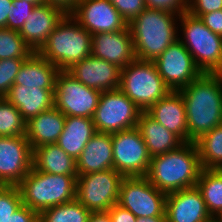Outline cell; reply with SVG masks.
<instances>
[{"instance_id":"obj_45","label":"cell","mask_w":222,"mask_h":222,"mask_svg":"<svg viewBox=\"0 0 222 222\" xmlns=\"http://www.w3.org/2000/svg\"><path fill=\"white\" fill-rule=\"evenodd\" d=\"M19 1H26L32 3L34 6L42 5L45 3L44 0H19Z\"/></svg>"},{"instance_id":"obj_5","label":"cell","mask_w":222,"mask_h":222,"mask_svg":"<svg viewBox=\"0 0 222 222\" xmlns=\"http://www.w3.org/2000/svg\"><path fill=\"white\" fill-rule=\"evenodd\" d=\"M77 176L40 172L33 167L17 185L22 204L40 214L43 210L66 204L76 198Z\"/></svg>"},{"instance_id":"obj_6","label":"cell","mask_w":222,"mask_h":222,"mask_svg":"<svg viewBox=\"0 0 222 222\" xmlns=\"http://www.w3.org/2000/svg\"><path fill=\"white\" fill-rule=\"evenodd\" d=\"M179 20L184 39L179 38L192 55L197 68L206 74H222V36L210 31L199 17L183 12Z\"/></svg>"},{"instance_id":"obj_24","label":"cell","mask_w":222,"mask_h":222,"mask_svg":"<svg viewBox=\"0 0 222 222\" xmlns=\"http://www.w3.org/2000/svg\"><path fill=\"white\" fill-rule=\"evenodd\" d=\"M60 69L33 52L21 65L15 77V85L37 86L40 89H54Z\"/></svg>"},{"instance_id":"obj_7","label":"cell","mask_w":222,"mask_h":222,"mask_svg":"<svg viewBox=\"0 0 222 222\" xmlns=\"http://www.w3.org/2000/svg\"><path fill=\"white\" fill-rule=\"evenodd\" d=\"M119 89L146 112L171 90L165 85L153 61L135 59L121 69Z\"/></svg>"},{"instance_id":"obj_44","label":"cell","mask_w":222,"mask_h":222,"mask_svg":"<svg viewBox=\"0 0 222 222\" xmlns=\"http://www.w3.org/2000/svg\"><path fill=\"white\" fill-rule=\"evenodd\" d=\"M136 222H167L166 216H147L145 217H137Z\"/></svg>"},{"instance_id":"obj_10","label":"cell","mask_w":222,"mask_h":222,"mask_svg":"<svg viewBox=\"0 0 222 222\" xmlns=\"http://www.w3.org/2000/svg\"><path fill=\"white\" fill-rule=\"evenodd\" d=\"M166 196L146 176L123 177L117 204L136 217L166 216Z\"/></svg>"},{"instance_id":"obj_25","label":"cell","mask_w":222,"mask_h":222,"mask_svg":"<svg viewBox=\"0 0 222 222\" xmlns=\"http://www.w3.org/2000/svg\"><path fill=\"white\" fill-rule=\"evenodd\" d=\"M136 127L151 158L178 149L184 144L177 135L167 130L146 112L140 114Z\"/></svg>"},{"instance_id":"obj_17","label":"cell","mask_w":222,"mask_h":222,"mask_svg":"<svg viewBox=\"0 0 222 222\" xmlns=\"http://www.w3.org/2000/svg\"><path fill=\"white\" fill-rule=\"evenodd\" d=\"M165 215L167 222H213L196 186L168 193Z\"/></svg>"},{"instance_id":"obj_31","label":"cell","mask_w":222,"mask_h":222,"mask_svg":"<svg viewBox=\"0 0 222 222\" xmlns=\"http://www.w3.org/2000/svg\"><path fill=\"white\" fill-rule=\"evenodd\" d=\"M26 121L5 97L0 102V137L26 136Z\"/></svg>"},{"instance_id":"obj_29","label":"cell","mask_w":222,"mask_h":222,"mask_svg":"<svg viewBox=\"0 0 222 222\" xmlns=\"http://www.w3.org/2000/svg\"><path fill=\"white\" fill-rule=\"evenodd\" d=\"M202 169H222V125L195 141Z\"/></svg>"},{"instance_id":"obj_28","label":"cell","mask_w":222,"mask_h":222,"mask_svg":"<svg viewBox=\"0 0 222 222\" xmlns=\"http://www.w3.org/2000/svg\"><path fill=\"white\" fill-rule=\"evenodd\" d=\"M196 187L214 218L222 211V169H202Z\"/></svg>"},{"instance_id":"obj_39","label":"cell","mask_w":222,"mask_h":222,"mask_svg":"<svg viewBox=\"0 0 222 222\" xmlns=\"http://www.w3.org/2000/svg\"><path fill=\"white\" fill-rule=\"evenodd\" d=\"M199 18L210 31L222 36V9L202 14Z\"/></svg>"},{"instance_id":"obj_34","label":"cell","mask_w":222,"mask_h":222,"mask_svg":"<svg viewBox=\"0 0 222 222\" xmlns=\"http://www.w3.org/2000/svg\"><path fill=\"white\" fill-rule=\"evenodd\" d=\"M25 59L9 58L0 60V94L5 97Z\"/></svg>"},{"instance_id":"obj_2","label":"cell","mask_w":222,"mask_h":222,"mask_svg":"<svg viewBox=\"0 0 222 222\" xmlns=\"http://www.w3.org/2000/svg\"><path fill=\"white\" fill-rule=\"evenodd\" d=\"M201 170L197 145L188 142L152 157L146 177L157 189L168 194L195 187Z\"/></svg>"},{"instance_id":"obj_1","label":"cell","mask_w":222,"mask_h":222,"mask_svg":"<svg viewBox=\"0 0 222 222\" xmlns=\"http://www.w3.org/2000/svg\"><path fill=\"white\" fill-rule=\"evenodd\" d=\"M179 92L186 108L188 142L222 125V74L202 73Z\"/></svg>"},{"instance_id":"obj_22","label":"cell","mask_w":222,"mask_h":222,"mask_svg":"<svg viewBox=\"0 0 222 222\" xmlns=\"http://www.w3.org/2000/svg\"><path fill=\"white\" fill-rule=\"evenodd\" d=\"M5 98L19 110L27 122L54 106V89L13 84Z\"/></svg>"},{"instance_id":"obj_27","label":"cell","mask_w":222,"mask_h":222,"mask_svg":"<svg viewBox=\"0 0 222 222\" xmlns=\"http://www.w3.org/2000/svg\"><path fill=\"white\" fill-rule=\"evenodd\" d=\"M32 167L40 172L55 175L78 176L76 160L56 143L35 148Z\"/></svg>"},{"instance_id":"obj_33","label":"cell","mask_w":222,"mask_h":222,"mask_svg":"<svg viewBox=\"0 0 222 222\" xmlns=\"http://www.w3.org/2000/svg\"><path fill=\"white\" fill-rule=\"evenodd\" d=\"M22 205V197L18 186L0 185V222H4Z\"/></svg>"},{"instance_id":"obj_9","label":"cell","mask_w":222,"mask_h":222,"mask_svg":"<svg viewBox=\"0 0 222 222\" xmlns=\"http://www.w3.org/2000/svg\"><path fill=\"white\" fill-rule=\"evenodd\" d=\"M122 179L114 169L78 175L76 199L91 212L108 211L118 202Z\"/></svg>"},{"instance_id":"obj_38","label":"cell","mask_w":222,"mask_h":222,"mask_svg":"<svg viewBox=\"0 0 222 222\" xmlns=\"http://www.w3.org/2000/svg\"><path fill=\"white\" fill-rule=\"evenodd\" d=\"M146 7L181 14L187 10V0H145Z\"/></svg>"},{"instance_id":"obj_15","label":"cell","mask_w":222,"mask_h":222,"mask_svg":"<svg viewBox=\"0 0 222 222\" xmlns=\"http://www.w3.org/2000/svg\"><path fill=\"white\" fill-rule=\"evenodd\" d=\"M71 15L91 34L121 31L128 26L109 0H79Z\"/></svg>"},{"instance_id":"obj_13","label":"cell","mask_w":222,"mask_h":222,"mask_svg":"<svg viewBox=\"0 0 222 222\" xmlns=\"http://www.w3.org/2000/svg\"><path fill=\"white\" fill-rule=\"evenodd\" d=\"M153 62L165 85L171 91L181 90L202 74L179 38Z\"/></svg>"},{"instance_id":"obj_26","label":"cell","mask_w":222,"mask_h":222,"mask_svg":"<svg viewBox=\"0 0 222 222\" xmlns=\"http://www.w3.org/2000/svg\"><path fill=\"white\" fill-rule=\"evenodd\" d=\"M96 133L93 118L66 116L56 144L76 160Z\"/></svg>"},{"instance_id":"obj_11","label":"cell","mask_w":222,"mask_h":222,"mask_svg":"<svg viewBox=\"0 0 222 222\" xmlns=\"http://www.w3.org/2000/svg\"><path fill=\"white\" fill-rule=\"evenodd\" d=\"M113 169L123 177L146 176L151 157L137 127L112 133Z\"/></svg>"},{"instance_id":"obj_42","label":"cell","mask_w":222,"mask_h":222,"mask_svg":"<svg viewBox=\"0 0 222 222\" xmlns=\"http://www.w3.org/2000/svg\"><path fill=\"white\" fill-rule=\"evenodd\" d=\"M13 0H0V28L6 27L8 14Z\"/></svg>"},{"instance_id":"obj_8","label":"cell","mask_w":222,"mask_h":222,"mask_svg":"<svg viewBox=\"0 0 222 222\" xmlns=\"http://www.w3.org/2000/svg\"><path fill=\"white\" fill-rule=\"evenodd\" d=\"M141 113L120 89L102 91L93 123L97 132L112 134L136 127Z\"/></svg>"},{"instance_id":"obj_35","label":"cell","mask_w":222,"mask_h":222,"mask_svg":"<svg viewBox=\"0 0 222 222\" xmlns=\"http://www.w3.org/2000/svg\"><path fill=\"white\" fill-rule=\"evenodd\" d=\"M34 5L26 1L13 0L8 14L6 28L20 31L29 14L33 12Z\"/></svg>"},{"instance_id":"obj_23","label":"cell","mask_w":222,"mask_h":222,"mask_svg":"<svg viewBox=\"0 0 222 222\" xmlns=\"http://www.w3.org/2000/svg\"><path fill=\"white\" fill-rule=\"evenodd\" d=\"M66 116L55 106L42 111L26 123V138L32 151L56 143L63 131Z\"/></svg>"},{"instance_id":"obj_20","label":"cell","mask_w":222,"mask_h":222,"mask_svg":"<svg viewBox=\"0 0 222 222\" xmlns=\"http://www.w3.org/2000/svg\"><path fill=\"white\" fill-rule=\"evenodd\" d=\"M146 113L167 130L188 143L186 108L179 91H170L154 103Z\"/></svg>"},{"instance_id":"obj_36","label":"cell","mask_w":222,"mask_h":222,"mask_svg":"<svg viewBox=\"0 0 222 222\" xmlns=\"http://www.w3.org/2000/svg\"><path fill=\"white\" fill-rule=\"evenodd\" d=\"M111 4L121 14L123 19L130 23L136 18L145 8V0H109Z\"/></svg>"},{"instance_id":"obj_19","label":"cell","mask_w":222,"mask_h":222,"mask_svg":"<svg viewBox=\"0 0 222 222\" xmlns=\"http://www.w3.org/2000/svg\"><path fill=\"white\" fill-rule=\"evenodd\" d=\"M65 15L61 9L47 3L35 6L19 34L33 52H38Z\"/></svg>"},{"instance_id":"obj_14","label":"cell","mask_w":222,"mask_h":222,"mask_svg":"<svg viewBox=\"0 0 222 222\" xmlns=\"http://www.w3.org/2000/svg\"><path fill=\"white\" fill-rule=\"evenodd\" d=\"M32 161L26 136L0 137V185L17 186L31 170Z\"/></svg>"},{"instance_id":"obj_18","label":"cell","mask_w":222,"mask_h":222,"mask_svg":"<svg viewBox=\"0 0 222 222\" xmlns=\"http://www.w3.org/2000/svg\"><path fill=\"white\" fill-rule=\"evenodd\" d=\"M91 55L124 68L136 59L130 28L92 34Z\"/></svg>"},{"instance_id":"obj_30","label":"cell","mask_w":222,"mask_h":222,"mask_svg":"<svg viewBox=\"0 0 222 222\" xmlns=\"http://www.w3.org/2000/svg\"><path fill=\"white\" fill-rule=\"evenodd\" d=\"M91 211L87 210L76 198L43 210L39 222H88Z\"/></svg>"},{"instance_id":"obj_12","label":"cell","mask_w":222,"mask_h":222,"mask_svg":"<svg viewBox=\"0 0 222 222\" xmlns=\"http://www.w3.org/2000/svg\"><path fill=\"white\" fill-rule=\"evenodd\" d=\"M101 91L76 80L67 70H60L54 88V106L65 116L93 118Z\"/></svg>"},{"instance_id":"obj_32","label":"cell","mask_w":222,"mask_h":222,"mask_svg":"<svg viewBox=\"0 0 222 222\" xmlns=\"http://www.w3.org/2000/svg\"><path fill=\"white\" fill-rule=\"evenodd\" d=\"M33 51L25 43L19 31L0 28V60L9 58L27 59Z\"/></svg>"},{"instance_id":"obj_21","label":"cell","mask_w":222,"mask_h":222,"mask_svg":"<svg viewBox=\"0 0 222 222\" xmlns=\"http://www.w3.org/2000/svg\"><path fill=\"white\" fill-rule=\"evenodd\" d=\"M78 175L113 169L112 134L97 132L76 159Z\"/></svg>"},{"instance_id":"obj_47","label":"cell","mask_w":222,"mask_h":222,"mask_svg":"<svg viewBox=\"0 0 222 222\" xmlns=\"http://www.w3.org/2000/svg\"><path fill=\"white\" fill-rule=\"evenodd\" d=\"M3 98H4V97L0 94V102L2 101Z\"/></svg>"},{"instance_id":"obj_40","label":"cell","mask_w":222,"mask_h":222,"mask_svg":"<svg viewBox=\"0 0 222 222\" xmlns=\"http://www.w3.org/2000/svg\"><path fill=\"white\" fill-rule=\"evenodd\" d=\"M4 222H39V214L29 207L22 205Z\"/></svg>"},{"instance_id":"obj_43","label":"cell","mask_w":222,"mask_h":222,"mask_svg":"<svg viewBox=\"0 0 222 222\" xmlns=\"http://www.w3.org/2000/svg\"><path fill=\"white\" fill-rule=\"evenodd\" d=\"M88 222H112L108 211L91 212Z\"/></svg>"},{"instance_id":"obj_3","label":"cell","mask_w":222,"mask_h":222,"mask_svg":"<svg viewBox=\"0 0 222 222\" xmlns=\"http://www.w3.org/2000/svg\"><path fill=\"white\" fill-rule=\"evenodd\" d=\"M177 16L180 15L146 7L128 23L136 59L154 61L179 38L178 27L174 22L175 18H178Z\"/></svg>"},{"instance_id":"obj_46","label":"cell","mask_w":222,"mask_h":222,"mask_svg":"<svg viewBox=\"0 0 222 222\" xmlns=\"http://www.w3.org/2000/svg\"><path fill=\"white\" fill-rule=\"evenodd\" d=\"M213 222H222V211L213 218Z\"/></svg>"},{"instance_id":"obj_4","label":"cell","mask_w":222,"mask_h":222,"mask_svg":"<svg viewBox=\"0 0 222 222\" xmlns=\"http://www.w3.org/2000/svg\"><path fill=\"white\" fill-rule=\"evenodd\" d=\"M91 47L92 34L71 14H66L38 53L60 70H68L82 59L89 57Z\"/></svg>"},{"instance_id":"obj_37","label":"cell","mask_w":222,"mask_h":222,"mask_svg":"<svg viewBox=\"0 0 222 222\" xmlns=\"http://www.w3.org/2000/svg\"><path fill=\"white\" fill-rule=\"evenodd\" d=\"M221 9L222 0H187L186 11L196 17Z\"/></svg>"},{"instance_id":"obj_41","label":"cell","mask_w":222,"mask_h":222,"mask_svg":"<svg viewBox=\"0 0 222 222\" xmlns=\"http://www.w3.org/2000/svg\"><path fill=\"white\" fill-rule=\"evenodd\" d=\"M108 212L112 222H136L137 219L128 209L121 207L119 204H114Z\"/></svg>"},{"instance_id":"obj_16","label":"cell","mask_w":222,"mask_h":222,"mask_svg":"<svg viewBox=\"0 0 222 222\" xmlns=\"http://www.w3.org/2000/svg\"><path fill=\"white\" fill-rule=\"evenodd\" d=\"M121 69L115 64L90 55L67 71L85 86L102 92L119 89Z\"/></svg>"}]
</instances>
